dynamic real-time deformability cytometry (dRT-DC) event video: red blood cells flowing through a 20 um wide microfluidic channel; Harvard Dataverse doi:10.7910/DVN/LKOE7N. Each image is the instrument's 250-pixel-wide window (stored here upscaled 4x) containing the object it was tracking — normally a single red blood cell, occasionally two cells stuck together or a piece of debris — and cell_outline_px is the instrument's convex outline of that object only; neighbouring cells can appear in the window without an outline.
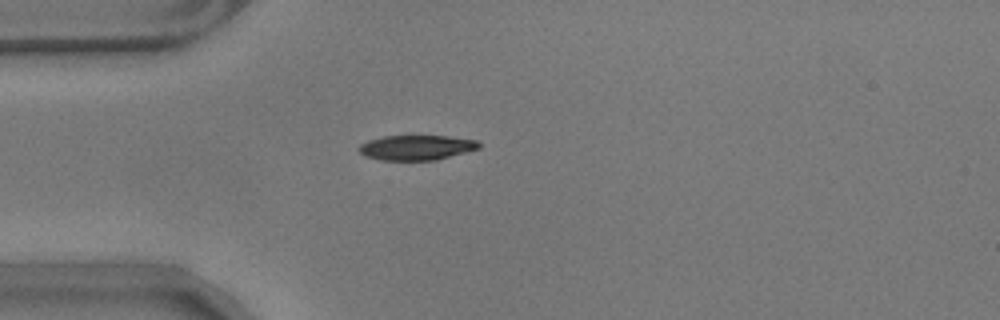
{"species": "common noctule bat (a hibernating species)", "species_latin": "Nyctalus noctula", "temperature_condition": "warm", "stored_images_in_passage": 45, "camera_frame_rate_fps": 3000, "um_per_image_px": 0.085, "animal": {"sex": "male", "body_mass_g": 17.9}, "frame": {"image": 1, "passage_image": 3, "time_ms": 0.667, "image_size_px": [1000, 320], "cell_outline_px": [[480, 148], [436, 160], [380, 160], [364, 156], [356, 148], [360, 144], [368, 140], [384, 136], [448, 136], [476, 140], [480, 144]], "centroid_in_image_um": [35.36, 12.54], "position_along_channel_um": 49.6, "area_um2": 17.46}}
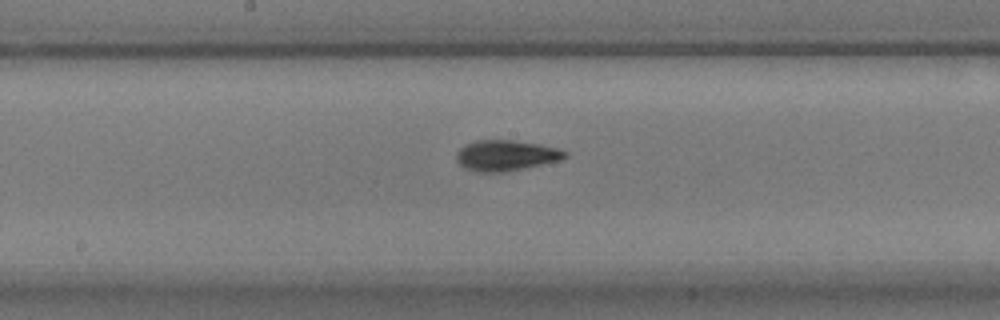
{"frame": {"image": 2, "passage_image": 17, "time_ms": 5.333, "image_size_px": [1000, 320], "cell_outline_px": [[568, 156], [560, 160], [524, 168], [504, 172], [476, 172], [464, 168], [456, 160], [456, 152], [464, 144], [476, 140], [512, 140], [540, 144], [560, 148], [568, 152]], "centroid_in_image_um": [43.0, 13.21], "position_along_channel_um": 205.2, "area_um2": 19.59}}
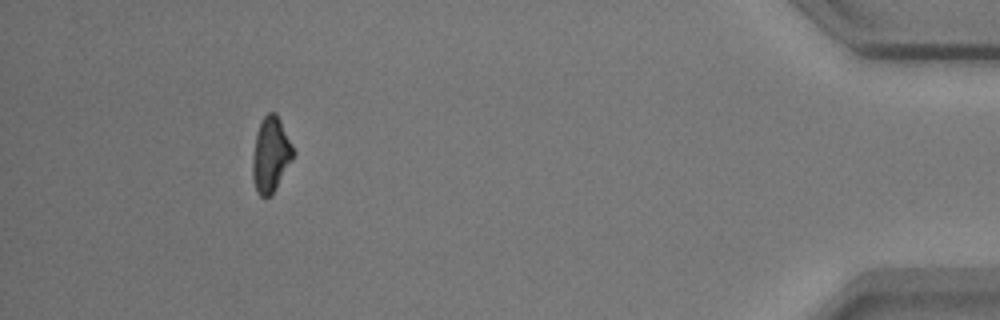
{"frame": {"image": 3, "passage_image": 40, "time_ms": 13.0, "image_size_px": [1000, 320], "cell_outline_px": [[296, 152], [292, 160], [272, 192], [264, 200], [256, 192], [252, 180], [252, 156], [256, 132], [264, 116], [268, 112], [276, 112]], "centroid_in_image_um": [22.99, 13.14], "position_along_channel_um": 412.2, "area_um2": 17.8}, "authors_computed_cell_mechanics": {"area_um2": 18.4382, "velocity_mm_per_s": 3.5267, "shape_relaxation_time_tau1_ms": 3.8649, "shape_relaxation_time_tau2_ms": 3.452, "deformation_change_tau1": 0.1596, "deformation_change_tau2": 0.0787}}